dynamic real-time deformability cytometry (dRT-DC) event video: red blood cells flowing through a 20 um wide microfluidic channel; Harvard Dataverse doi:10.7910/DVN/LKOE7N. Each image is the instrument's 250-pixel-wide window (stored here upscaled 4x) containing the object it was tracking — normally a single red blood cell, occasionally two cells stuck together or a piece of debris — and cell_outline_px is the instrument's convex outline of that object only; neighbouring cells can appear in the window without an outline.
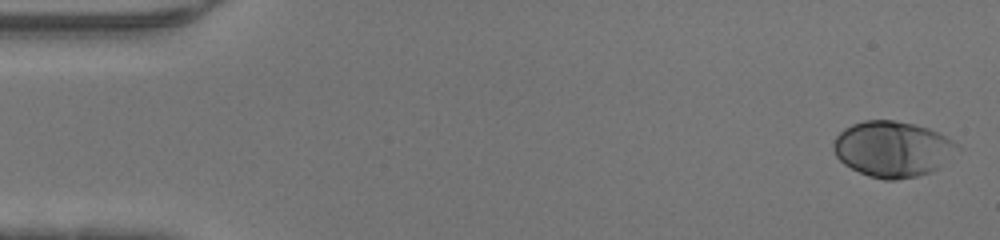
{"species": "human", "species_latin": "Homo sapiens", "temperature_condition": "warm", "stored_images_in_passage": 47, "camera_frame_rate_fps": 3000, "um_per_image_px": 0.085, "donor": {"sex": "male"}, "frame": {"image": 1, "passage_image": 1, "time_ms": 0.0, "image_size_px": [1000, 240], "cell_outline_px": [[960, 148], [940, 168], [932, 172], [916, 176], [896, 180], [884, 180], [868, 176], [844, 164], [836, 156], [832, 148], [832, 144], [836, 136], [844, 128], [852, 124], [864, 120], [892, 120], [912, 124], [928, 128], [952, 140]], "centroid_in_image_um": [75.85, 12.68], "position_along_channel_um": 9.1, "area_um2": 40.23}}
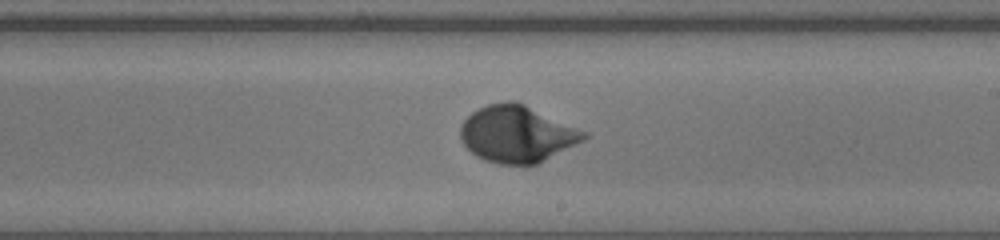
{"frame": {"image": 2, "passage_image": 27, "time_ms": 8.667, "image_size_px": [1000, 240], "cell_outline_px": [[588, 136], [584, 140], [536, 164], [500, 164], [484, 160], [476, 156], [460, 140], [460, 124], [472, 112], [488, 104], [504, 100], [512, 100], [524, 104], [588, 132]], "centroid_in_image_um": [43.92, 11.38], "position_along_channel_um": 245.1, "area_um2": 40.63}}
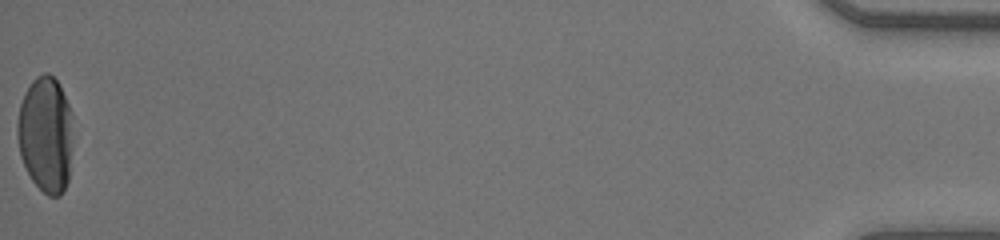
{"frame": {"image": 3, "passage_image": 47, "time_ms": 15.333, "image_size_px": [1000, 240], "cell_outline_px": [[72, 140], [68, 180], [60, 196], [48, 196], [32, 180], [20, 156], [16, 136], [16, 124], [20, 104], [24, 92], [32, 80], [36, 76], [44, 72], [48, 72], [56, 80], [72, 112]], "centroid_in_image_um": [3.86, 11.4], "position_along_channel_um": 431.3, "area_um2": 37.8}}